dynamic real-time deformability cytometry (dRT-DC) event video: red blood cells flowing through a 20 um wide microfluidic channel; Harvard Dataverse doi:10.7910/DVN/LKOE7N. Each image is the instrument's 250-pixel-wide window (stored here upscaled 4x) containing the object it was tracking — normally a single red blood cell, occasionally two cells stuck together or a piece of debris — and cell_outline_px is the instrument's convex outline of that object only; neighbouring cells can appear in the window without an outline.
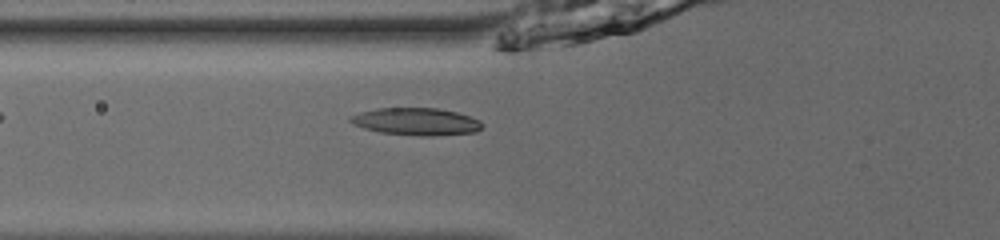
{"species": "common noctule bat (a hibernating species)", "species_latin": "Nyctalus noctula", "temperature_condition": "room temperature", "stored_images_in_passage": 33, "camera_frame_rate_fps": 3000, "um_per_image_px": 0.085, "animal": {"sex": "male", "body_mass_g": 13.0, "forearm_length_mm": 53.1}, "frame": {"image": 1, "passage_image": 4, "time_ms": 1.0, "image_size_px": [1000, 240], "cell_outline_px": [[480, 128], [476, 132], [432, 136], [420, 136], [380, 132], [364, 128], [348, 120], [348, 116], [360, 112], [376, 108], [436, 108], [456, 112], [480, 120]], "centroid_in_image_um": [35.34, 10.33], "position_along_channel_um": 90.5, "area_um2": 20.81}}
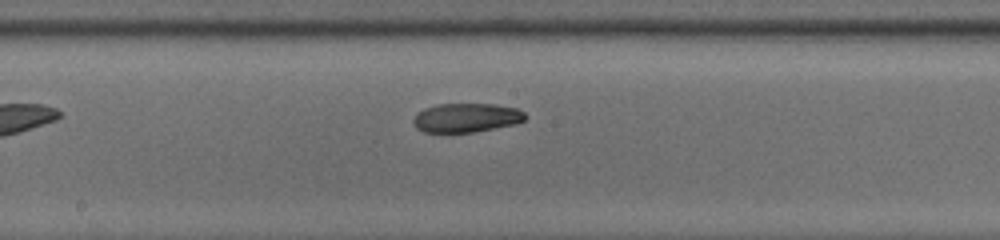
{"frame": {"image": 2, "passage_image": 13, "time_ms": 4.0, "image_size_px": [1000, 240], "cell_outline_px": [[528, 116], [524, 120], [516, 124], [472, 132], [424, 132], [416, 128], [412, 124], [412, 120], [416, 112], [424, 108], [436, 104], [496, 104], [516, 108], [524, 112]], "centroid_in_image_um": [39.61, 10.0], "position_along_channel_um": 208.6, "area_um2": 19.13}}
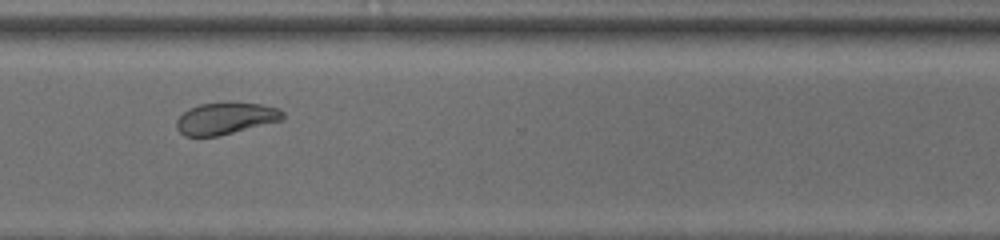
{"frame": {"image": 3, "passage_image": 24, "time_ms": 7.667, "image_size_px": [1000, 240], "cell_outline_px": [[284, 120], [216, 136], [184, 136], [176, 128], [176, 120], [188, 108], [200, 104], [228, 100], [260, 104], [280, 108], [284, 112]], "centroid_in_image_um": [19.2, 10.02], "position_along_channel_um": 351.4, "area_um2": 20.17}, "authors_computed_cell_mechanics": {"area_um2": 20.1722, "velocity_mm_per_s": 3.9112, "shape_relaxation_time_tau1_ms": 5.4874, "shape_relaxation_time_tau2_ms": 4.9584, "deformation_change_tau1": 0.1265, "deformation_change_tau2": 0.1153}}